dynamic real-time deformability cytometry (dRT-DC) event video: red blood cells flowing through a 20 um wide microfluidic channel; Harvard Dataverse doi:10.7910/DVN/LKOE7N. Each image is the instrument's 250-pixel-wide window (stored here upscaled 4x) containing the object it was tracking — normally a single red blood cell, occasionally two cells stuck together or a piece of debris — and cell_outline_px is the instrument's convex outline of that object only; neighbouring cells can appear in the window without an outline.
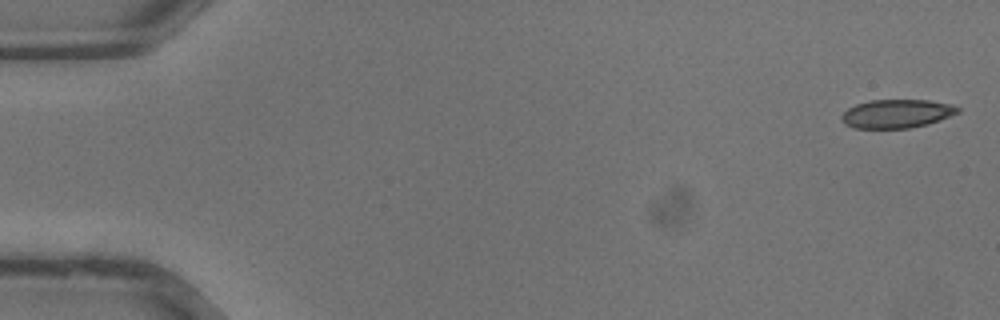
{"species": "common noctule bat (a hibernating species)", "species_latin": "Nyctalus noctula", "temperature_condition": "warm", "stored_images_in_passage": 36, "camera_frame_rate_fps": 3000, "um_per_image_px": 0.085, "animal": {"sex": "male", "body_mass_g": 13.3}, "frame": {"image": 1, "passage_image": 1, "time_ms": 0.0, "image_size_px": [1000, 320], "cell_outline_px": [[960, 112], [928, 124], [908, 128], [856, 128], [844, 124], [840, 116], [848, 108], [856, 104], [868, 100], [928, 100], [952, 104], [960, 108]], "centroid_in_image_um": [76.22, 9.65], "position_along_channel_um": 8.8, "area_um2": 19.36}}
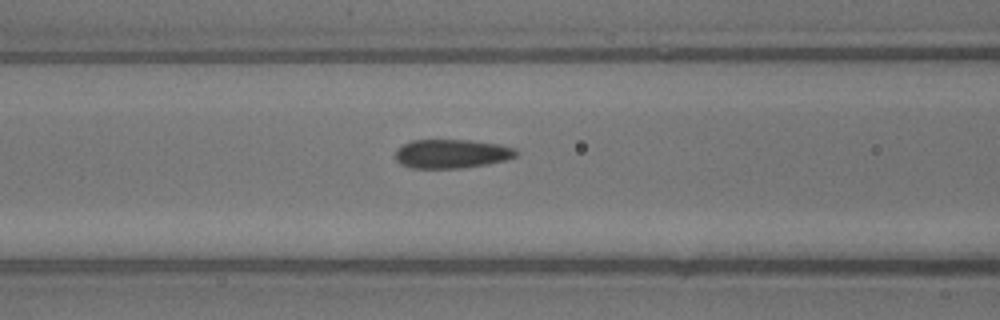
{"frame": {"image": 2, "passage_image": 15, "time_ms": 4.667, "image_size_px": [1000, 320], "cell_outline_px": [[520, 152], [516, 156], [508, 160], [488, 164], [464, 168], [412, 168], [400, 164], [396, 160], [396, 152], [404, 144], [412, 140], [472, 140], [500, 144], [516, 148]], "centroid_in_image_um": [38.47, 13.07], "position_along_channel_um": 128.1, "area_um2": 20.58}}
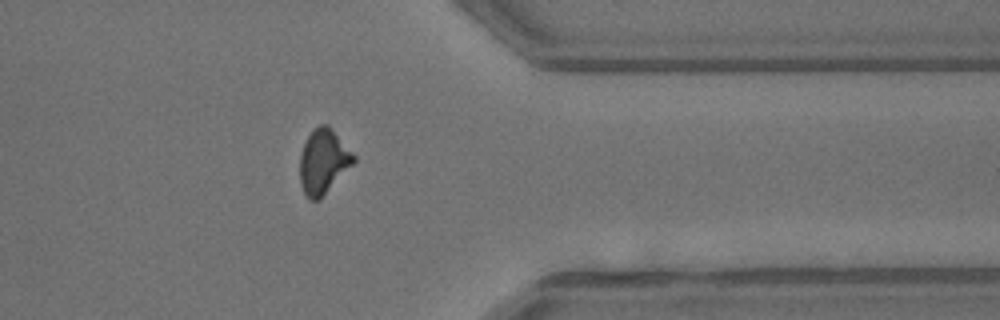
{"frame": {"image": 3, "passage_image": 29, "time_ms": 9.333, "image_size_px": [1000, 320], "cell_outline_px": [[356, 160], [320, 200], [308, 200], [300, 184], [300, 152], [308, 136], [320, 124], [328, 124], [356, 156]], "centroid_in_image_um": [27.48, 13.75], "position_along_channel_um": 383.9, "area_um2": 20.17}}